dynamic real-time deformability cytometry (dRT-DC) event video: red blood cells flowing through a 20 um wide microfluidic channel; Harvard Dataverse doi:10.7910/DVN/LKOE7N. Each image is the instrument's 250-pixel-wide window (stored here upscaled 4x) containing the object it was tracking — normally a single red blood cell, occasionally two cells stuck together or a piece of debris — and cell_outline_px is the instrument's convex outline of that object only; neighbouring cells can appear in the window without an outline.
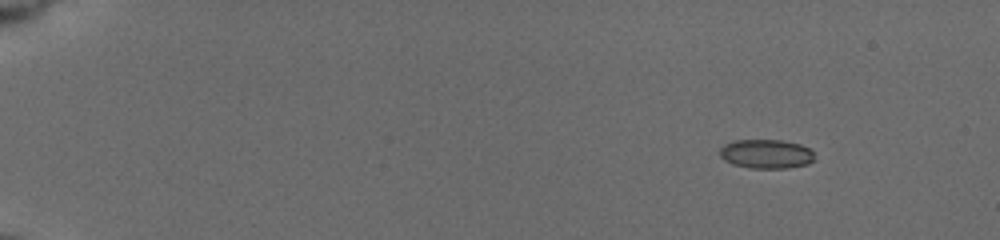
{"species": "common noctule bat (a hibernating species)", "species_latin": "Nyctalus noctula", "temperature_condition": "cold", "stored_images_in_passage": 7, "camera_frame_rate_fps": 3000, "um_per_image_px": 0.085, "animal": {"sex": "female", "body_mass_g": 19.5, "forearm_length_mm": 54.1}, "frame": {"image": 1, "passage_image": 1, "time_ms": 0.0, "image_size_px": [1000, 240], "cell_outline_px": [[816, 160], [808, 164], [788, 168], [748, 168], [732, 164], [724, 160], [720, 156], [720, 148], [724, 144], [732, 140], [780, 140], [800, 144], [808, 148], [812, 152]], "centroid_in_image_um": [65.12, 13.09], "position_along_channel_um": 19.9, "area_um2": 16.24}}
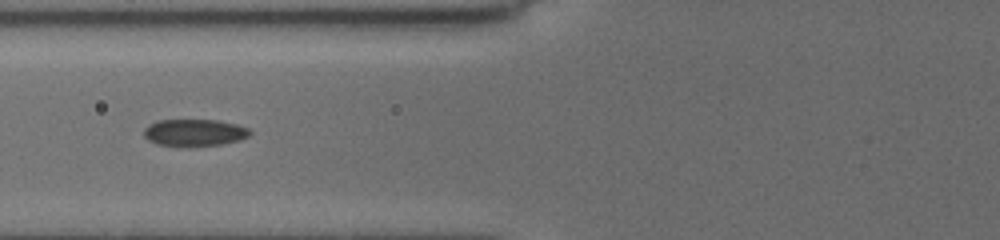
{"frame": {"image": 2, "passage_image": 6, "time_ms": 6.0, "image_size_px": [1000, 240], "cell_outline_px": [[252, 132], [248, 136], [240, 140], [220, 144], [192, 148], [184, 148], [156, 144], [148, 140], [144, 136], [144, 128], [148, 124], [156, 120], [216, 120], [236, 124], [248, 128]], "centroid_in_image_um": [16.48, 11.3], "position_along_channel_um": 109.3, "area_um2": 17.17}}
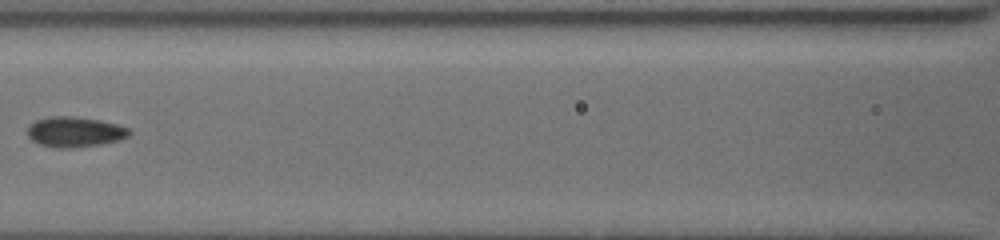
{"frame": {"image": 3, "passage_image": 7, "time_ms": 7.333, "image_size_px": [1000, 240], "cell_outline_px": [[132, 132], [128, 136], [120, 140], [100, 144], [72, 148], [56, 148], [40, 144], [32, 140], [28, 136], [28, 124], [36, 120], [48, 116], [72, 116], [100, 120], [116, 124], [128, 128]], "centroid_in_image_um": [6.34, 11.21], "position_along_channel_um": 160.3, "area_um2": 18.03}}